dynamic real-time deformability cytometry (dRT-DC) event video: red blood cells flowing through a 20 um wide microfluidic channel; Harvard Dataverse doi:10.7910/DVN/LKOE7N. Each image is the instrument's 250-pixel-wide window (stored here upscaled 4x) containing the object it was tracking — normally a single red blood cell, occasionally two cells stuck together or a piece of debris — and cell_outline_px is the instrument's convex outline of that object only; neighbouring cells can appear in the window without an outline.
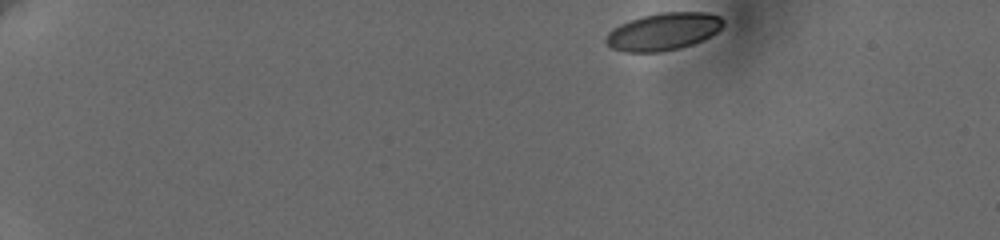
{"species": "human", "species_latin": "Homo sapiens", "temperature_condition": "cold", "stored_images_in_passage": 50, "camera_frame_rate_fps": 3000, "um_per_image_px": 0.085, "donor": {"sex": "female"}, "frame": {"image": 1, "passage_image": 1, "time_ms": 0.0, "image_size_px": [1000, 240], "cell_outline_px": [[724, 24], [716, 32], [692, 44], [680, 48], [660, 52], [624, 52], [612, 48], [604, 40], [604, 36], [612, 28], [628, 20], [640, 16], [660, 12], [708, 12], [720, 16], [724, 20]], "centroid_in_image_um": [56.34, 2.67], "position_along_channel_um": 28.7, "area_um2": 25.72}}
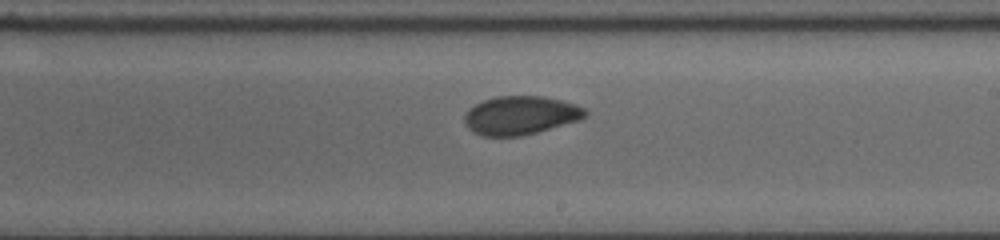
{"frame": {"image": 2, "passage_image": 29, "time_ms": 9.333, "image_size_px": [1000, 240], "cell_outline_px": [[588, 112], [580, 120], [536, 132], [520, 136], [484, 136], [472, 132], [468, 128], [464, 120], [464, 116], [468, 108], [484, 100], [496, 96], [544, 96], [576, 104], [584, 108]], "centroid_in_image_um": [44.22, 9.8], "position_along_channel_um": 244.8, "area_um2": 27.11}}
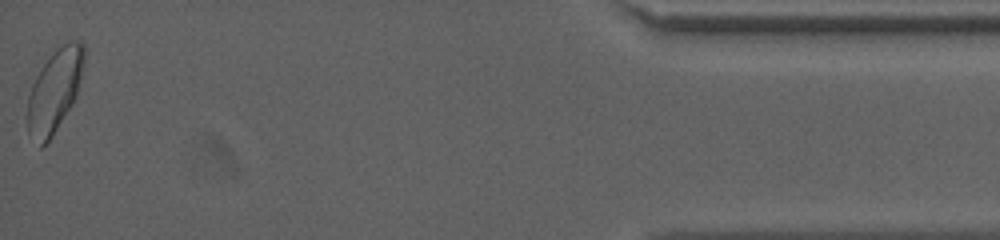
{"frame": {"image": 3, "passage_image": 50, "time_ms": 16.333, "image_size_px": [1000, 240], "cell_outline_px": [[84, 56], [76, 96], [72, 104], [52, 136], [40, 148], [28, 132], [24, 116], [28, 96], [32, 84], [48, 48], [68, 40], [80, 40], [84, 44]], "centroid_in_image_um": [4.57, 7.61], "position_along_channel_um": 430.6, "area_um2": 28.32}, "authors_computed_cell_mechanics": {"area_um2": 26.9637, "velocity_mm_per_s": 3.6286, "shape_relaxation_time_tau1_ms": 5.3606, "shape_relaxation_time_tau2_ms": 2.6235, "deformation_change_tau1": 0.1369, "deformation_change_tau2": 0.0633}}